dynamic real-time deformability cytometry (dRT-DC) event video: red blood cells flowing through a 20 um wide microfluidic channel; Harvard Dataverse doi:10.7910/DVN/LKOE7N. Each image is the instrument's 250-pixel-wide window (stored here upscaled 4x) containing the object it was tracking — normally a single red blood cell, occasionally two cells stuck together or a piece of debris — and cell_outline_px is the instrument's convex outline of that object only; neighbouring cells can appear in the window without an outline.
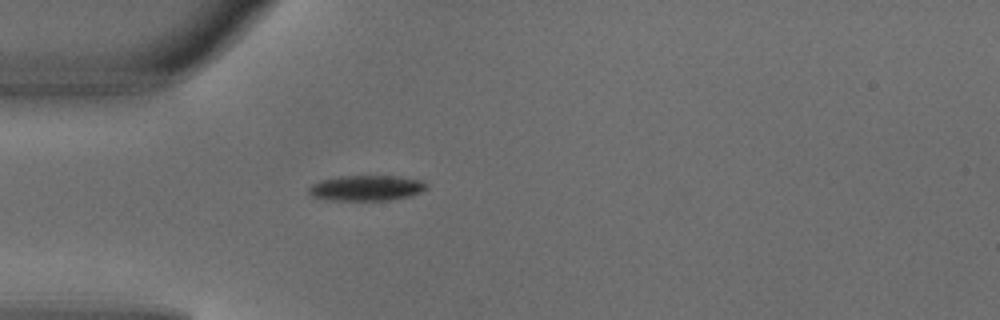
{"species": "common noctule bat (a hibernating species)", "species_latin": "Nyctalus noctula", "temperature_condition": "warm", "stored_images_in_passage": 1, "camera_frame_rate_fps": 3000, "um_per_image_px": 0.085, "animal": {"sex": "male", "body_mass_g": 18.8}, "frame": {"image": 1, "passage_image": 1, "time_ms": 0.0, "image_size_px": [1000, 320], "cell_outline_px": [[428, 188], [412, 196], [388, 200], [332, 200], [312, 196], [308, 192], [308, 188], [312, 184], [324, 180], [340, 176], [400, 176], [424, 180], [428, 184]], "centroid_in_image_um": [31.22, 15.97], "position_along_channel_um": 53.8, "area_um2": 17.51}}